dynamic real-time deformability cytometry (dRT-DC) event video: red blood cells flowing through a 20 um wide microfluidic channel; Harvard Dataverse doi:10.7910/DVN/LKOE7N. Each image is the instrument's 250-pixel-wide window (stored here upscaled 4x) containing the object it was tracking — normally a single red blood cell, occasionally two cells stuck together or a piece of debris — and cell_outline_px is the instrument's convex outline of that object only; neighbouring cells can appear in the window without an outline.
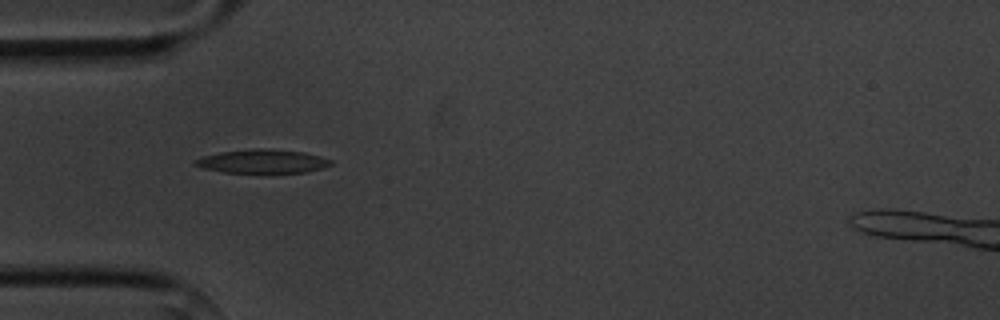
{"species": "common noctule bat (a hibernating species)", "species_latin": "Nyctalus noctula", "temperature_condition": "cold", "stored_images_in_passage": 2, "camera_frame_rate_fps": 3000, "um_per_image_px": 0.085, "animal": {"sex": "male", "body_mass_g": 20.1, "forearm_length_mm": 53.5}, "frame": {"image": 1, "passage_image": 1, "time_ms": 0.0, "image_size_px": [1000, 320], "cell_outline_px": [[332, 164], [308, 172], [224, 172], [200, 168], [192, 164], [192, 160], [204, 156], [220, 152], [252, 148], [272, 148], [304, 152], [320, 156], [332, 160]], "centroid_in_image_um": [22.26, 13.69], "position_along_channel_um": 62.7, "area_um2": 18.84}}
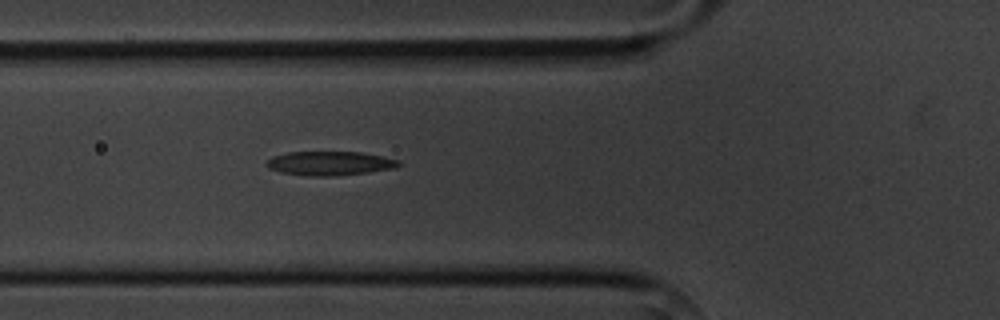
{"frame": {"image": 2, "passage_image": 2, "time_ms": 1.0, "image_size_px": [1000, 320], "cell_outline_px": [[400, 164], [396, 168], [368, 172], [332, 176], [308, 176], [280, 172], [268, 168], [264, 164], [272, 156], [288, 152], [360, 152], [400, 160]], "centroid_in_image_um": [28.0, 13.88], "position_along_channel_um": 97.8, "area_um2": 18.5}}